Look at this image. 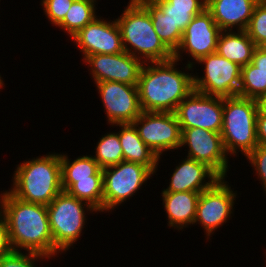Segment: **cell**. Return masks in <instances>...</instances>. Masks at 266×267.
Wrapping results in <instances>:
<instances>
[{
    "instance_id": "6da1fadb",
    "label": "cell",
    "mask_w": 266,
    "mask_h": 267,
    "mask_svg": "<svg viewBox=\"0 0 266 267\" xmlns=\"http://www.w3.org/2000/svg\"><path fill=\"white\" fill-rule=\"evenodd\" d=\"M177 62L179 61L172 58L143 64L137 85L143 112L174 113L178 105L194 90V74L184 72V68L183 72L175 68Z\"/></svg>"
},
{
    "instance_id": "7a4b0ae2",
    "label": "cell",
    "mask_w": 266,
    "mask_h": 267,
    "mask_svg": "<svg viewBox=\"0 0 266 267\" xmlns=\"http://www.w3.org/2000/svg\"><path fill=\"white\" fill-rule=\"evenodd\" d=\"M3 218L7 222L14 251L25 250L48 259L53 257V239L46 205L22 201L7 190Z\"/></svg>"
},
{
    "instance_id": "3957f363",
    "label": "cell",
    "mask_w": 266,
    "mask_h": 267,
    "mask_svg": "<svg viewBox=\"0 0 266 267\" xmlns=\"http://www.w3.org/2000/svg\"><path fill=\"white\" fill-rule=\"evenodd\" d=\"M14 172L8 191L22 201L47 206L63 190L60 154L49 152L29 159L18 164Z\"/></svg>"
},
{
    "instance_id": "277c9868",
    "label": "cell",
    "mask_w": 266,
    "mask_h": 267,
    "mask_svg": "<svg viewBox=\"0 0 266 267\" xmlns=\"http://www.w3.org/2000/svg\"><path fill=\"white\" fill-rule=\"evenodd\" d=\"M116 21L127 53L143 63L163 62L173 58V52L155 32L149 12L138 0H129Z\"/></svg>"
},
{
    "instance_id": "5b68a950",
    "label": "cell",
    "mask_w": 266,
    "mask_h": 267,
    "mask_svg": "<svg viewBox=\"0 0 266 267\" xmlns=\"http://www.w3.org/2000/svg\"><path fill=\"white\" fill-rule=\"evenodd\" d=\"M256 118L255 99L239 95L224 98L221 137L227 154L235 156L241 151L246 157L254 150L258 145Z\"/></svg>"
},
{
    "instance_id": "8992f818",
    "label": "cell",
    "mask_w": 266,
    "mask_h": 267,
    "mask_svg": "<svg viewBox=\"0 0 266 267\" xmlns=\"http://www.w3.org/2000/svg\"><path fill=\"white\" fill-rule=\"evenodd\" d=\"M86 211L97 212L88 203L64 190L47 205L53 239V258L59 253L66 252L80 238L87 220Z\"/></svg>"
},
{
    "instance_id": "52a82bcc",
    "label": "cell",
    "mask_w": 266,
    "mask_h": 267,
    "mask_svg": "<svg viewBox=\"0 0 266 267\" xmlns=\"http://www.w3.org/2000/svg\"><path fill=\"white\" fill-rule=\"evenodd\" d=\"M102 174L103 212H110L126 202L141 189L147 179L154 176L149 167L128 161L104 168Z\"/></svg>"
},
{
    "instance_id": "ba28073f",
    "label": "cell",
    "mask_w": 266,
    "mask_h": 267,
    "mask_svg": "<svg viewBox=\"0 0 266 267\" xmlns=\"http://www.w3.org/2000/svg\"><path fill=\"white\" fill-rule=\"evenodd\" d=\"M204 66L203 76L194 75V90L209 96L233 97L238 95L242 67L227 60L217 52L198 62Z\"/></svg>"
},
{
    "instance_id": "9c48e42d",
    "label": "cell",
    "mask_w": 266,
    "mask_h": 267,
    "mask_svg": "<svg viewBox=\"0 0 266 267\" xmlns=\"http://www.w3.org/2000/svg\"><path fill=\"white\" fill-rule=\"evenodd\" d=\"M132 123L141 140L159 159L165 151L181 148L182 132L175 113L142 112Z\"/></svg>"
},
{
    "instance_id": "30bf717a",
    "label": "cell",
    "mask_w": 266,
    "mask_h": 267,
    "mask_svg": "<svg viewBox=\"0 0 266 267\" xmlns=\"http://www.w3.org/2000/svg\"><path fill=\"white\" fill-rule=\"evenodd\" d=\"M225 178L218 179L210 188L199 196L194 224H201L207 239L214 231L230 220L237 193L234 192ZM235 200V201H234Z\"/></svg>"
},
{
    "instance_id": "8fae6325",
    "label": "cell",
    "mask_w": 266,
    "mask_h": 267,
    "mask_svg": "<svg viewBox=\"0 0 266 267\" xmlns=\"http://www.w3.org/2000/svg\"><path fill=\"white\" fill-rule=\"evenodd\" d=\"M224 98L193 90L177 107L176 117L181 132L201 128L221 133Z\"/></svg>"
},
{
    "instance_id": "7c38bea8",
    "label": "cell",
    "mask_w": 266,
    "mask_h": 267,
    "mask_svg": "<svg viewBox=\"0 0 266 267\" xmlns=\"http://www.w3.org/2000/svg\"><path fill=\"white\" fill-rule=\"evenodd\" d=\"M188 146L186 157L206 164L220 178H225L228 159L221 133L201 128H187L181 134V148Z\"/></svg>"
},
{
    "instance_id": "4fadbf2b",
    "label": "cell",
    "mask_w": 266,
    "mask_h": 267,
    "mask_svg": "<svg viewBox=\"0 0 266 267\" xmlns=\"http://www.w3.org/2000/svg\"><path fill=\"white\" fill-rule=\"evenodd\" d=\"M95 84L105 108L107 123L112 127L115 124L132 123L143 112L137 86L115 81Z\"/></svg>"
},
{
    "instance_id": "5bb4252c",
    "label": "cell",
    "mask_w": 266,
    "mask_h": 267,
    "mask_svg": "<svg viewBox=\"0 0 266 267\" xmlns=\"http://www.w3.org/2000/svg\"><path fill=\"white\" fill-rule=\"evenodd\" d=\"M221 31L211 13L204 9L194 16L184 30L181 43L173 53V58L180 61L181 54L186 52L192 61L198 62L201 58L216 52Z\"/></svg>"
},
{
    "instance_id": "9a60e30c",
    "label": "cell",
    "mask_w": 266,
    "mask_h": 267,
    "mask_svg": "<svg viewBox=\"0 0 266 267\" xmlns=\"http://www.w3.org/2000/svg\"><path fill=\"white\" fill-rule=\"evenodd\" d=\"M90 67L89 70L94 83L115 81L138 85L139 74L143 62L127 53L118 54H92L83 60Z\"/></svg>"
},
{
    "instance_id": "2e32d148",
    "label": "cell",
    "mask_w": 266,
    "mask_h": 267,
    "mask_svg": "<svg viewBox=\"0 0 266 267\" xmlns=\"http://www.w3.org/2000/svg\"><path fill=\"white\" fill-rule=\"evenodd\" d=\"M84 59L92 54H118L125 52L119 25L114 19L106 21L96 17L72 38Z\"/></svg>"
},
{
    "instance_id": "e0dca14e",
    "label": "cell",
    "mask_w": 266,
    "mask_h": 267,
    "mask_svg": "<svg viewBox=\"0 0 266 267\" xmlns=\"http://www.w3.org/2000/svg\"><path fill=\"white\" fill-rule=\"evenodd\" d=\"M174 169L169 186L162 192L188 191L201 193L220 179L206 164L188 157L183 159Z\"/></svg>"
},
{
    "instance_id": "ac0fdd59",
    "label": "cell",
    "mask_w": 266,
    "mask_h": 267,
    "mask_svg": "<svg viewBox=\"0 0 266 267\" xmlns=\"http://www.w3.org/2000/svg\"><path fill=\"white\" fill-rule=\"evenodd\" d=\"M260 0H206V9L222 31L246 30Z\"/></svg>"
},
{
    "instance_id": "d6986e66",
    "label": "cell",
    "mask_w": 266,
    "mask_h": 267,
    "mask_svg": "<svg viewBox=\"0 0 266 267\" xmlns=\"http://www.w3.org/2000/svg\"><path fill=\"white\" fill-rule=\"evenodd\" d=\"M168 226L182 230L194 224L200 192H162Z\"/></svg>"
},
{
    "instance_id": "ffe728a7",
    "label": "cell",
    "mask_w": 266,
    "mask_h": 267,
    "mask_svg": "<svg viewBox=\"0 0 266 267\" xmlns=\"http://www.w3.org/2000/svg\"><path fill=\"white\" fill-rule=\"evenodd\" d=\"M119 126V140L123 151L124 161L139 163L149 167L154 173L158 169L160 159L141 140L133 123L115 124Z\"/></svg>"
},
{
    "instance_id": "44dd1931",
    "label": "cell",
    "mask_w": 266,
    "mask_h": 267,
    "mask_svg": "<svg viewBox=\"0 0 266 267\" xmlns=\"http://www.w3.org/2000/svg\"><path fill=\"white\" fill-rule=\"evenodd\" d=\"M256 47L245 30L221 31L216 52L242 67L252 62L253 51Z\"/></svg>"
},
{
    "instance_id": "7402d4cb",
    "label": "cell",
    "mask_w": 266,
    "mask_h": 267,
    "mask_svg": "<svg viewBox=\"0 0 266 267\" xmlns=\"http://www.w3.org/2000/svg\"><path fill=\"white\" fill-rule=\"evenodd\" d=\"M63 154V155H62ZM60 154L61 185L67 191L77 180L91 179V176H103L102 169L91 155L79 156L72 162L67 154Z\"/></svg>"
},
{
    "instance_id": "603a6c76",
    "label": "cell",
    "mask_w": 266,
    "mask_h": 267,
    "mask_svg": "<svg viewBox=\"0 0 266 267\" xmlns=\"http://www.w3.org/2000/svg\"><path fill=\"white\" fill-rule=\"evenodd\" d=\"M149 12L155 32L163 43L174 53L179 47L183 33L164 14L153 0H138Z\"/></svg>"
},
{
    "instance_id": "cb8c5ba5",
    "label": "cell",
    "mask_w": 266,
    "mask_h": 267,
    "mask_svg": "<svg viewBox=\"0 0 266 267\" xmlns=\"http://www.w3.org/2000/svg\"><path fill=\"white\" fill-rule=\"evenodd\" d=\"M96 0H74L63 21L57 26L72 38L97 16Z\"/></svg>"
},
{
    "instance_id": "d4e9b609",
    "label": "cell",
    "mask_w": 266,
    "mask_h": 267,
    "mask_svg": "<svg viewBox=\"0 0 266 267\" xmlns=\"http://www.w3.org/2000/svg\"><path fill=\"white\" fill-rule=\"evenodd\" d=\"M67 192L88 203L98 212H103V176H91V179L77 180Z\"/></svg>"
},
{
    "instance_id": "484cf974",
    "label": "cell",
    "mask_w": 266,
    "mask_h": 267,
    "mask_svg": "<svg viewBox=\"0 0 266 267\" xmlns=\"http://www.w3.org/2000/svg\"><path fill=\"white\" fill-rule=\"evenodd\" d=\"M95 148L93 159L101 169L114 166L124 161L123 151L119 140V131L110 132L100 138Z\"/></svg>"
},
{
    "instance_id": "4316f807",
    "label": "cell",
    "mask_w": 266,
    "mask_h": 267,
    "mask_svg": "<svg viewBox=\"0 0 266 267\" xmlns=\"http://www.w3.org/2000/svg\"><path fill=\"white\" fill-rule=\"evenodd\" d=\"M264 94H266V74L258 71L252 63L242 66L238 95L256 99Z\"/></svg>"
},
{
    "instance_id": "83f0119b",
    "label": "cell",
    "mask_w": 266,
    "mask_h": 267,
    "mask_svg": "<svg viewBox=\"0 0 266 267\" xmlns=\"http://www.w3.org/2000/svg\"><path fill=\"white\" fill-rule=\"evenodd\" d=\"M167 14L169 20L183 33L195 15L206 8H181L173 7L167 0H153Z\"/></svg>"
},
{
    "instance_id": "f1b7e54d",
    "label": "cell",
    "mask_w": 266,
    "mask_h": 267,
    "mask_svg": "<svg viewBox=\"0 0 266 267\" xmlns=\"http://www.w3.org/2000/svg\"><path fill=\"white\" fill-rule=\"evenodd\" d=\"M245 31L256 46L266 40V0H260L255 6Z\"/></svg>"
},
{
    "instance_id": "f546056e",
    "label": "cell",
    "mask_w": 266,
    "mask_h": 267,
    "mask_svg": "<svg viewBox=\"0 0 266 267\" xmlns=\"http://www.w3.org/2000/svg\"><path fill=\"white\" fill-rule=\"evenodd\" d=\"M44 258L47 257L31 252L23 254L22 251H13L0 257V267H36L35 261Z\"/></svg>"
},
{
    "instance_id": "4dcf8cb0",
    "label": "cell",
    "mask_w": 266,
    "mask_h": 267,
    "mask_svg": "<svg viewBox=\"0 0 266 267\" xmlns=\"http://www.w3.org/2000/svg\"><path fill=\"white\" fill-rule=\"evenodd\" d=\"M74 0H42L45 16L54 26H58L66 16Z\"/></svg>"
},
{
    "instance_id": "1f68e13d",
    "label": "cell",
    "mask_w": 266,
    "mask_h": 267,
    "mask_svg": "<svg viewBox=\"0 0 266 267\" xmlns=\"http://www.w3.org/2000/svg\"><path fill=\"white\" fill-rule=\"evenodd\" d=\"M247 160L250 162L251 166L261 182L262 187H264L266 195V145L258 144L253 151H251L247 156Z\"/></svg>"
},
{
    "instance_id": "d6a6232c",
    "label": "cell",
    "mask_w": 266,
    "mask_h": 267,
    "mask_svg": "<svg viewBox=\"0 0 266 267\" xmlns=\"http://www.w3.org/2000/svg\"><path fill=\"white\" fill-rule=\"evenodd\" d=\"M10 234L6 220L0 218V257L13 252Z\"/></svg>"
},
{
    "instance_id": "836d02e7",
    "label": "cell",
    "mask_w": 266,
    "mask_h": 267,
    "mask_svg": "<svg viewBox=\"0 0 266 267\" xmlns=\"http://www.w3.org/2000/svg\"><path fill=\"white\" fill-rule=\"evenodd\" d=\"M256 137H257L258 144L266 145V116L265 115H257Z\"/></svg>"
},
{
    "instance_id": "e575fe53",
    "label": "cell",
    "mask_w": 266,
    "mask_h": 267,
    "mask_svg": "<svg viewBox=\"0 0 266 267\" xmlns=\"http://www.w3.org/2000/svg\"><path fill=\"white\" fill-rule=\"evenodd\" d=\"M258 71L266 74V53L256 47L253 51L252 62Z\"/></svg>"
},
{
    "instance_id": "d590c367",
    "label": "cell",
    "mask_w": 266,
    "mask_h": 267,
    "mask_svg": "<svg viewBox=\"0 0 266 267\" xmlns=\"http://www.w3.org/2000/svg\"><path fill=\"white\" fill-rule=\"evenodd\" d=\"M173 7L206 8V0H167Z\"/></svg>"
},
{
    "instance_id": "8d00e7d4",
    "label": "cell",
    "mask_w": 266,
    "mask_h": 267,
    "mask_svg": "<svg viewBox=\"0 0 266 267\" xmlns=\"http://www.w3.org/2000/svg\"><path fill=\"white\" fill-rule=\"evenodd\" d=\"M255 102L257 107V115L266 116V94L257 97Z\"/></svg>"
},
{
    "instance_id": "74e56055",
    "label": "cell",
    "mask_w": 266,
    "mask_h": 267,
    "mask_svg": "<svg viewBox=\"0 0 266 267\" xmlns=\"http://www.w3.org/2000/svg\"><path fill=\"white\" fill-rule=\"evenodd\" d=\"M6 193H7V191L0 193V218L3 217V202H4V197H5Z\"/></svg>"
},
{
    "instance_id": "f35d334b",
    "label": "cell",
    "mask_w": 266,
    "mask_h": 267,
    "mask_svg": "<svg viewBox=\"0 0 266 267\" xmlns=\"http://www.w3.org/2000/svg\"><path fill=\"white\" fill-rule=\"evenodd\" d=\"M257 47L266 53V40L260 43Z\"/></svg>"
},
{
    "instance_id": "ab89813d",
    "label": "cell",
    "mask_w": 266,
    "mask_h": 267,
    "mask_svg": "<svg viewBox=\"0 0 266 267\" xmlns=\"http://www.w3.org/2000/svg\"><path fill=\"white\" fill-rule=\"evenodd\" d=\"M2 86L4 87V82H3L2 77L0 75V89L3 88Z\"/></svg>"
}]
</instances>
